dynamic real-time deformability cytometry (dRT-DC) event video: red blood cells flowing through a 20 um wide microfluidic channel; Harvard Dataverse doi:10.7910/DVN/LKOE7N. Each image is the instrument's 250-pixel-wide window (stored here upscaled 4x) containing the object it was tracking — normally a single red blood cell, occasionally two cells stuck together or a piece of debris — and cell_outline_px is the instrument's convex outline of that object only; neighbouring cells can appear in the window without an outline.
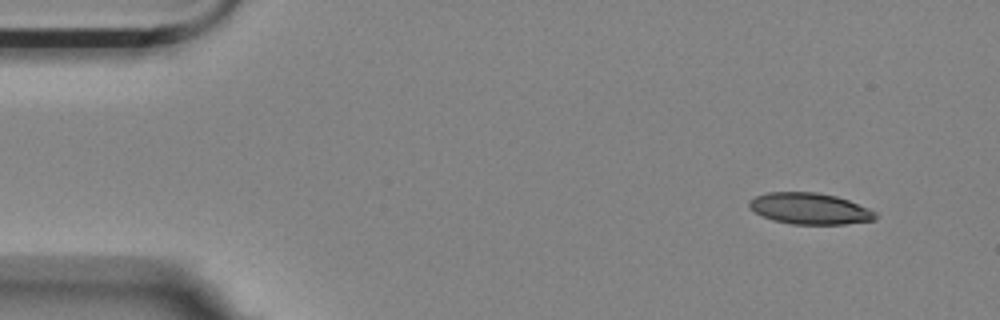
{"species": "Egyptian fruit bat (a non-hibernating species)", "species_latin": "Rousettus aegyptiacus", "temperature_condition": "room temperature", "stored_images_in_passage": 25, "camera_frame_rate_fps": 3000, "um_per_image_px": 0.085, "animal": {"sex": "female"}, "frame": {"image": 1, "passage_image": 1, "time_ms": 0.0, "image_size_px": [1000, 320], "cell_outline_px": [[876, 220], [844, 224], [792, 224], [772, 220], [756, 212], [748, 204], [748, 200], [756, 196], [768, 192], [816, 192], [836, 196], [848, 200], [868, 208], [876, 212]], "centroid_in_image_um": [68.84, 17.73], "position_along_channel_um": 16.2, "area_um2": 22.89}}
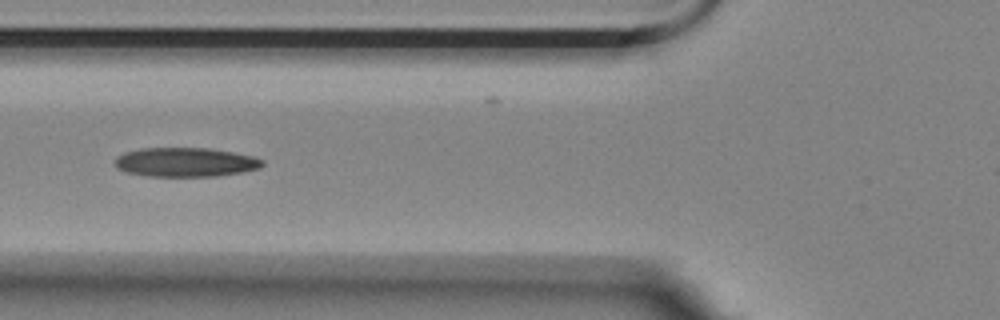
{"frame": {"image": 2, "passage_image": 17, "time_ms": 5.333, "image_size_px": [1000, 320], "cell_outline_px": [[264, 164], [260, 168], [240, 172], [216, 176], [148, 176], [128, 172], [116, 168], [116, 156], [124, 152], [140, 148], [208, 148], [232, 152], [252, 156], [264, 160]], "centroid_in_image_um": [15.76, 13.78], "position_along_channel_um": 110.0, "area_um2": 24.97}}
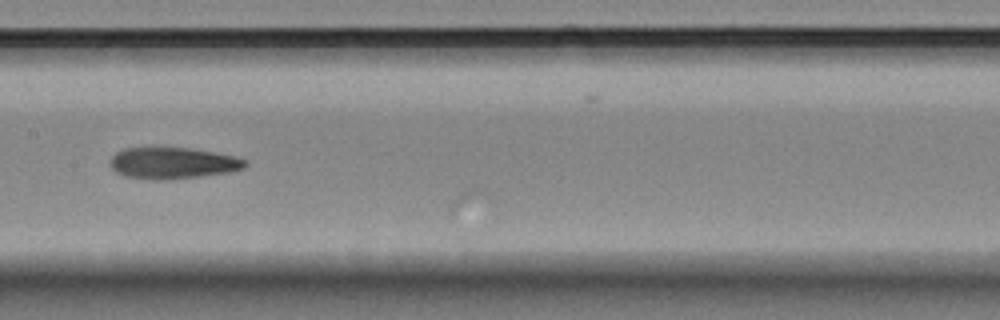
{"frame": {"image": 3, "passage_image": 24, "time_ms": 7.667, "image_size_px": [1000, 320], "cell_outline_px": [[248, 164], [244, 168], [228, 172], [200, 176], [160, 180], [156, 180], [124, 176], [116, 172], [108, 164], [112, 156], [116, 152], [124, 148], [192, 148], [236, 156], [244, 160]], "centroid_in_image_um": [14.66, 13.86], "position_along_channel_um": 192.7, "area_um2": 24.62}}